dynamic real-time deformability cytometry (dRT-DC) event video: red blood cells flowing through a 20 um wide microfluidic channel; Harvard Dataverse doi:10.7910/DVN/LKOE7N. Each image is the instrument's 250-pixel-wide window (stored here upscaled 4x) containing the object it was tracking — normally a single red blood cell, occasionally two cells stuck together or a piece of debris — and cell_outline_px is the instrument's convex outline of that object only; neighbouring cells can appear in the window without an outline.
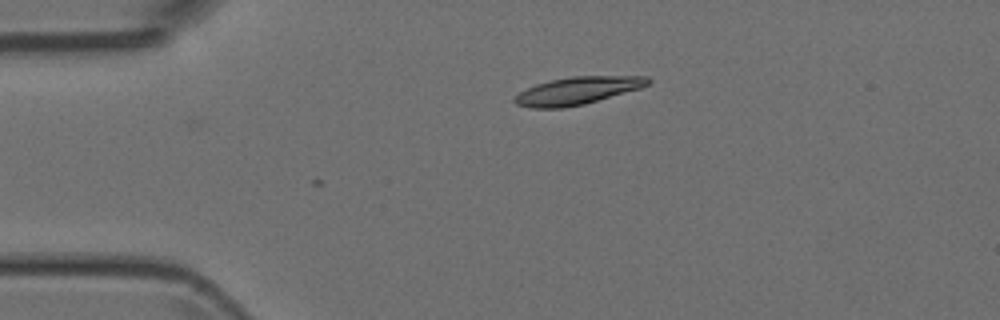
{"species": "Egyptian fruit bat (a non-hibernating species)", "species_latin": "Rousettus aegyptiacus", "temperature_condition": "room temperature", "stored_images_in_passage": 31, "camera_frame_rate_fps": 3000, "um_per_image_px": 0.085, "animal": {"sex": "female"}, "frame": {"image": 1, "passage_image": 1, "time_ms": 0.0, "image_size_px": [1000, 320], "cell_outline_px": [[652, 80], [648, 84], [640, 88], [584, 104], [564, 108], [532, 108], [516, 104], [512, 100], [520, 92], [536, 84], [552, 80], [572, 76], [648, 76]], "centroid_in_image_um": [49.08, 7.71], "position_along_channel_um": 35.9, "area_um2": 21.21}}
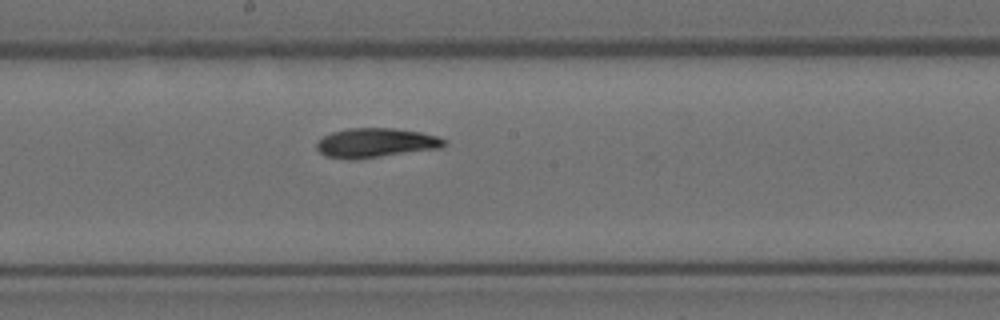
{"frame": {"image": 2, "passage_image": 17, "time_ms": 5.333, "image_size_px": [1000, 320], "cell_outline_px": [[444, 144], [440, 148], [356, 160], [324, 156], [316, 148], [316, 144], [324, 136], [332, 132], [348, 128], [396, 128], [420, 132], [436, 136], [444, 140]], "centroid_in_image_um": [31.9, 12.14], "position_along_channel_um": 216.3, "area_um2": 21.73}}
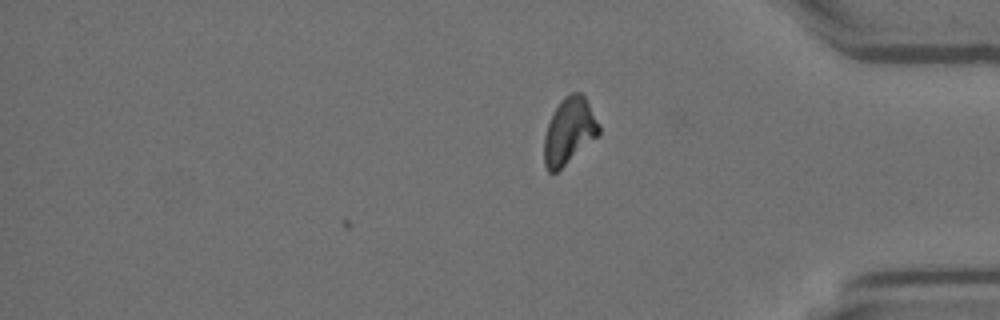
{"frame": {"image": 3, "passage_image": 31, "time_ms": 10.0, "image_size_px": [1000, 320], "cell_outline_px": [[600, 132], [596, 136], [556, 172], [548, 172], [544, 164], [544, 136], [548, 124], [560, 100], [564, 96], [572, 92], [580, 92], [584, 96], [600, 124]], "centroid_in_image_um": [48.36, 11.11], "position_along_channel_um": 386.8, "area_um2": 20.69}}